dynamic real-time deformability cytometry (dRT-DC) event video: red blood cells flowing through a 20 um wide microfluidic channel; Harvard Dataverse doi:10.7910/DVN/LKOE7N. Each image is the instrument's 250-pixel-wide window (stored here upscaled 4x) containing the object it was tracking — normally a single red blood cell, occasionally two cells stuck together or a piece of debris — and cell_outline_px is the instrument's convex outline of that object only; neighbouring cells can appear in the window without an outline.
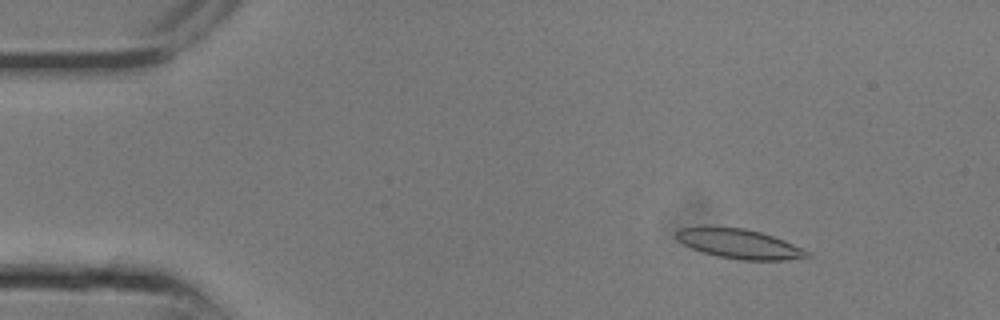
{"species": "common noctule bat (a hibernating species)", "species_latin": "Nyctalus noctula", "temperature_condition": "room temperature", "stored_images_in_passage": 5, "camera_frame_rate_fps": 3000, "um_per_image_px": 0.085, "animal": {"sex": "male", "body_mass_g": 13.3}, "frame": {"image": 1, "passage_image": 1, "time_ms": 0.0, "image_size_px": [1000, 320], "cell_outline_px": [[812, 256], [784, 260], [740, 260], [716, 256], [692, 248], [676, 240], [676, 232], [680, 228], [744, 228], [760, 232], [784, 240], [804, 248]], "centroid_in_image_um": [62.88, 20.75], "position_along_channel_um": 22.1, "area_um2": 22.08}}